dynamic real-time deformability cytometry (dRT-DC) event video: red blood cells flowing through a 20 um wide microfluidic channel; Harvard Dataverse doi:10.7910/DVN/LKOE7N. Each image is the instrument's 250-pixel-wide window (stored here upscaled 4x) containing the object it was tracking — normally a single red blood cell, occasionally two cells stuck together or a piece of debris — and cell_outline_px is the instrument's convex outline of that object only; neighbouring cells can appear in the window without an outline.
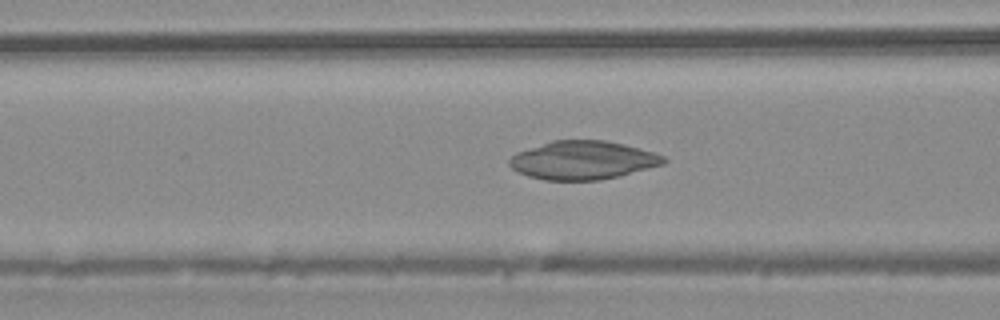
{"species": "common noctule bat (a hibernating species)", "species_latin": "Nyctalus noctula", "temperature_condition": "warm", "stored_images_in_passage": 45, "camera_frame_rate_fps": 3000, "um_per_image_px": 0.085, "animal": {"sex": "male", "body_mass_g": 20.4}, "frame": {"image": 1, "passage_image": 18, "time_ms": 5.667, "image_size_px": [1000, 320], "cell_outline_px": [[668, 160], [664, 164], [600, 180], [544, 180], [528, 176], [516, 172], [508, 164], [508, 160], [516, 152], [552, 140], [604, 140], [624, 144], [652, 152], [664, 156]], "centroid_in_image_um": [49.49, 13.61], "position_along_channel_um": 117.1, "area_um2": 34.45}}
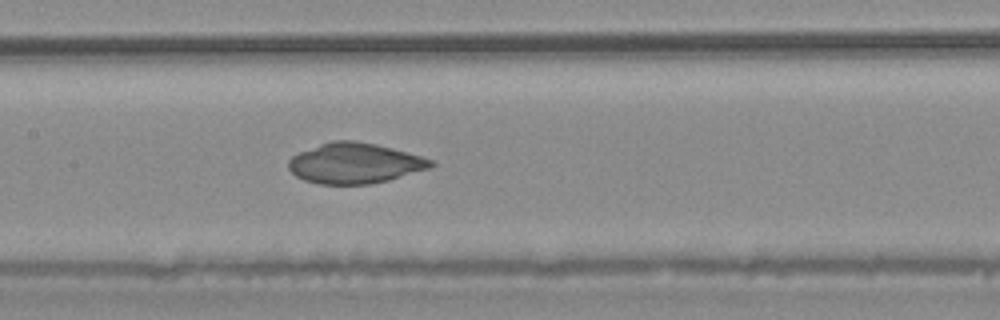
{"frame": {"image": 2, "passage_image": 22, "time_ms": 7.0, "image_size_px": [1000, 320], "cell_outline_px": [[436, 164], [428, 168], [388, 180], [368, 184], [320, 184], [304, 180], [296, 176], [288, 168], [288, 160], [292, 156], [300, 152], [320, 144], [332, 140], [356, 140], [376, 144], [392, 148], [420, 156], [432, 160]], "centroid_in_image_um": [30.12, 13.87], "position_along_channel_um": 177.3, "area_um2": 33.29}}
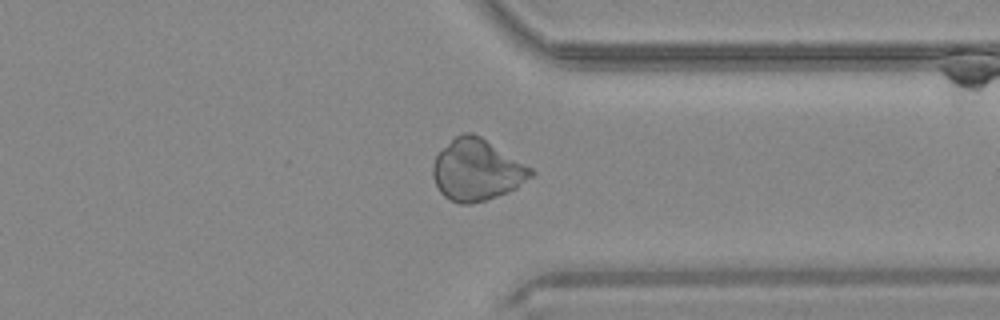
{"frame": {"image": 3, "passage_image": 35, "time_ms": 11.333, "image_size_px": [1000, 320], "cell_outline_px": [[536, 172], [532, 176], [516, 188], [508, 192], [472, 204], [460, 204], [444, 196], [440, 192], [432, 176], [432, 164], [436, 156], [456, 136], [464, 132], [472, 132], [480, 136], [532, 168]], "centroid_in_image_um": [40.53, 14.46], "position_along_channel_um": 370.9, "area_um2": 34.74}}